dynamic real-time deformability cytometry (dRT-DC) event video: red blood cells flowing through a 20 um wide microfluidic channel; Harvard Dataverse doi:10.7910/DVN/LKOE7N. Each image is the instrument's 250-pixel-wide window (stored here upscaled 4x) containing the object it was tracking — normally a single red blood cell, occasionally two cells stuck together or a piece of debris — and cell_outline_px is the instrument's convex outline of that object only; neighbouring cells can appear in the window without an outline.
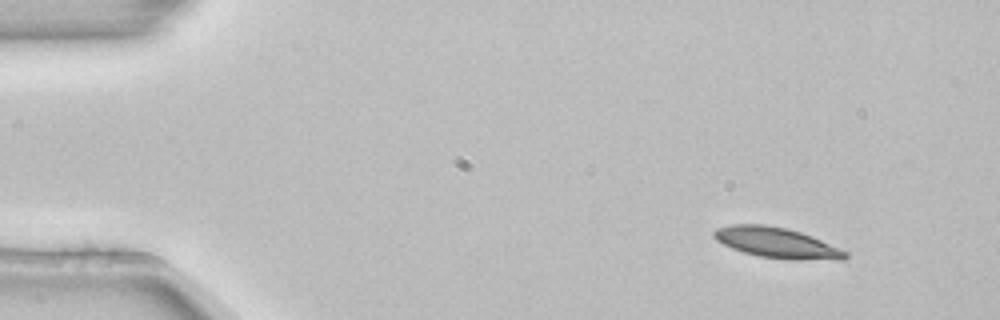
{"species": "common noctule bat (a hibernating species)", "species_latin": "Nyctalus noctula", "temperature_condition": "room temperature", "stored_images_in_passage": 3, "camera_frame_rate_fps": 3000, "um_per_image_px": 0.085, "animal": {"sex": "female", "body_mass_g": 22.7, "forearm_length_mm": 54.2}, "frame": {"image": 1, "passage_image": 1, "time_ms": 0.0, "image_size_px": [1000, 320], "cell_outline_px": [[848, 256], [844, 260], [792, 260], [760, 256], [744, 252], [732, 248], [716, 240], [712, 236], [712, 232], [716, 228], [732, 224], [764, 224], [788, 228], [812, 236], [840, 248], [848, 252]], "centroid_in_image_um": [66.04, 20.63], "position_along_channel_um": 19.0, "area_um2": 23.52}}